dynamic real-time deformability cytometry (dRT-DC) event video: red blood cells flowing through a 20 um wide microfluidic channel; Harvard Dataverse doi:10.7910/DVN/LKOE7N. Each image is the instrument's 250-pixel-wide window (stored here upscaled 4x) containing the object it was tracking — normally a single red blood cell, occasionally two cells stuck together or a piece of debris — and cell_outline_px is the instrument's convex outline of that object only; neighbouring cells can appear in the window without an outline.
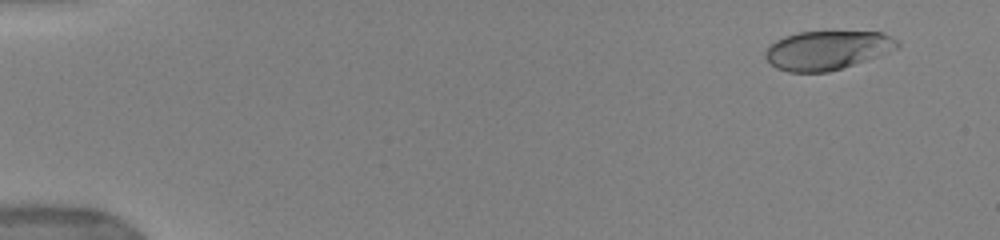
{"species": "human", "species_latin": "Homo sapiens", "temperature_condition": "warm", "stored_images_in_passage": 18, "camera_frame_rate_fps": 3000, "um_per_image_px": 0.085, "donor": {"sex": "female"}, "frame": {"image": 1, "passage_image": 2, "time_ms": 0.667, "image_size_px": [1000, 240], "cell_outline_px": [[900, 48], [828, 72], [788, 72], [776, 68], [764, 56], [764, 52], [776, 40], [784, 36], [800, 32], [884, 32], [892, 36], [900, 44]], "centroid_in_image_um": [70.31, 4.26], "position_along_channel_um": 14.7, "area_um2": 29.65}}
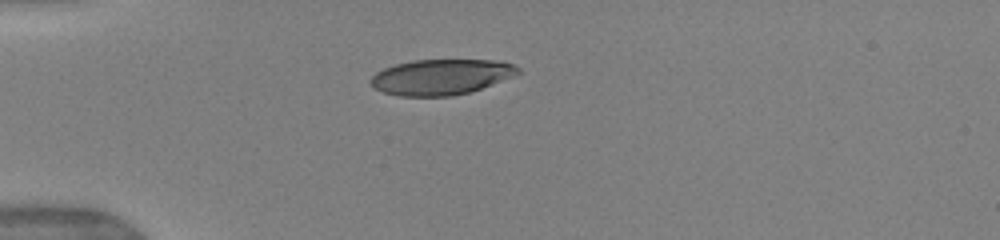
{"frame": {"image": 2, "passage_image": 8, "time_ms": 4.333, "image_size_px": [1000, 240], "cell_outline_px": [[520, 72], [512, 76], [480, 88], [468, 92], [452, 96], [400, 96], [384, 92], [376, 88], [368, 80], [376, 72], [384, 68], [396, 64], [412, 60], [496, 60], [516, 64], [520, 68]], "centroid_in_image_um": [37.48, 6.53], "position_along_channel_um": 47.5, "area_um2": 30.29}}